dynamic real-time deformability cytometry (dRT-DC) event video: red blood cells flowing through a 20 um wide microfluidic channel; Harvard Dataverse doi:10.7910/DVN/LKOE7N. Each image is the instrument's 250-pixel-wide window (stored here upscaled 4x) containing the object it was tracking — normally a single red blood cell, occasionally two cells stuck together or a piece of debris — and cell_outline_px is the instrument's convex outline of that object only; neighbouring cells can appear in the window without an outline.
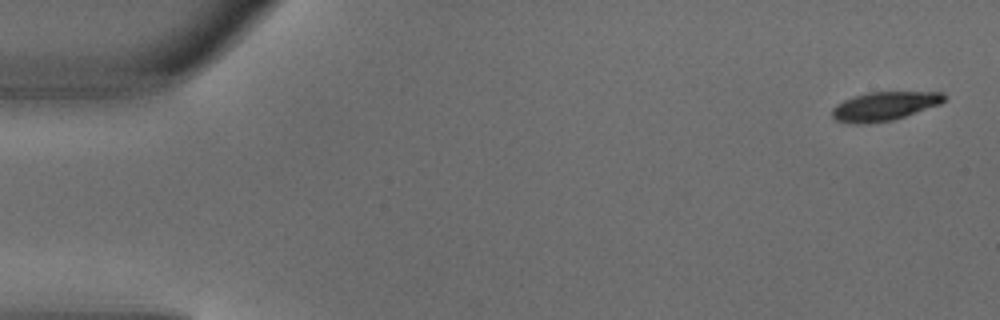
{"species": "common noctule bat (a hibernating species)", "species_latin": "Nyctalus noctula", "temperature_condition": "warm", "stored_images_in_passage": 4, "camera_frame_rate_fps": 3000, "um_per_image_px": 0.085, "animal": {"sex": "male", "body_mass_g": 18.8}, "frame": {"image": 1, "passage_image": 1, "time_ms": 0.0, "image_size_px": [1000, 320], "cell_outline_px": [[948, 96], [940, 104], [892, 120], [864, 124], [856, 124], [836, 120], [832, 116], [832, 108], [836, 104], [844, 100], [868, 92], [944, 92]], "centroid_in_image_um": [75.17, 9.02], "position_along_channel_um": 9.8, "area_um2": 18.67}}
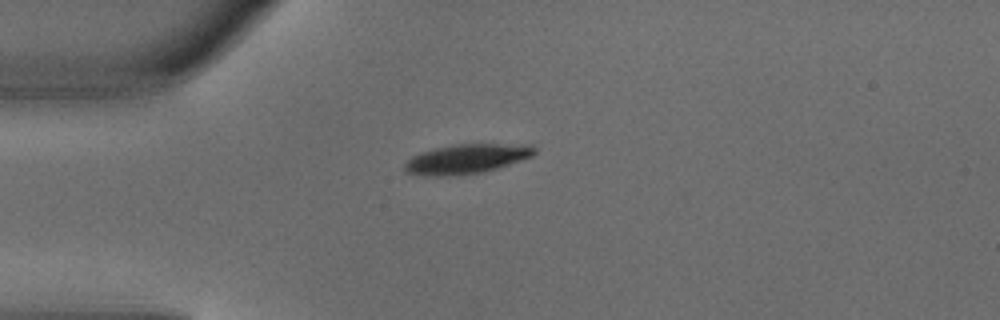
{"frame": {"image": 2, "passage_image": 4, "time_ms": 1.0, "image_size_px": [1000, 320], "cell_outline_px": [[536, 152], [532, 156], [496, 168], [480, 172], [448, 176], [424, 176], [404, 172], [404, 164], [412, 156], [420, 152], [452, 144], [532, 144], [536, 148]], "centroid_in_image_um": [39.63, 13.49], "position_along_channel_um": 45.4, "area_um2": 22.31}}